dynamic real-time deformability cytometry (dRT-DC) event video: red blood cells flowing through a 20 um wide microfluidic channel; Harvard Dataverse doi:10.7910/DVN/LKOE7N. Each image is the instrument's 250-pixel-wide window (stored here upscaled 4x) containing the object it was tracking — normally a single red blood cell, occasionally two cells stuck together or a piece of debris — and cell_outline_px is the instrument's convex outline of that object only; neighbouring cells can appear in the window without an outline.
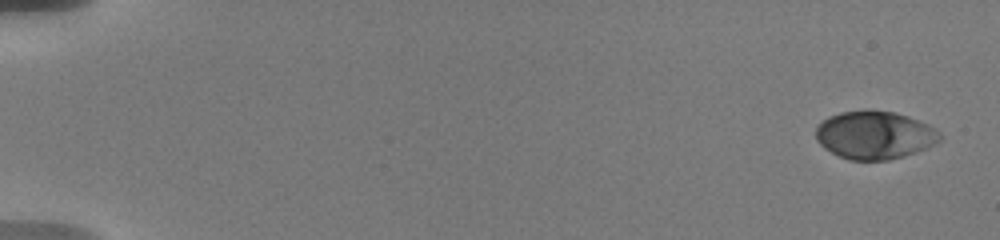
{"species": "human", "species_latin": "Homo sapiens", "temperature_condition": "warm", "stored_images_in_passage": 31, "camera_frame_rate_fps": 3000, "um_per_image_px": 0.085, "donor": {"sex": "male"}, "frame": {"image": 1, "passage_image": 1, "time_ms": 0.0, "image_size_px": [1000, 240], "cell_outline_px": [[940, 140], [924, 148], [904, 156], [888, 160], [848, 160], [824, 148], [816, 140], [816, 128], [828, 116], [840, 112], [896, 112], [908, 116], [940, 132]], "centroid_in_image_um": [74.3, 11.51], "position_along_channel_um": 10.7, "area_um2": 33.81}}
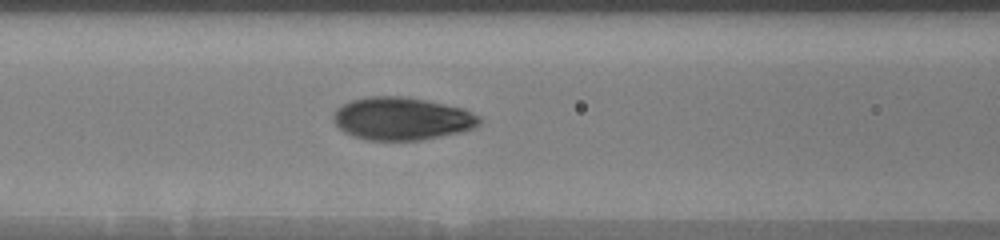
{"frame": {"image": 2, "passage_image": 14, "time_ms": 8.0, "image_size_px": [1000, 240], "cell_outline_px": [[480, 124], [476, 128], [460, 132], [420, 140], [368, 140], [352, 136], [344, 132], [332, 120], [332, 116], [336, 108], [352, 100], [368, 96], [404, 96], [464, 108], [480, 116]], "centroid_in_image_um": [34.16, 10.08], "position_along_channel_um": 132.4, "area_um2": 36.47}}
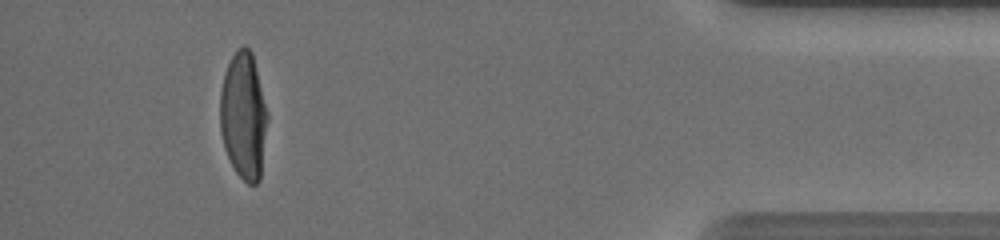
{"frame": {"image": 3, "passage_image": 29, "time_ms": 17.0, "image_size_px": [1000, 240], "cell_outline_px": [[268, 120], [260, 180], [256, 184], [248, 184], [236, 172], [224, 148], [220, 132], [220, 92], [224, 76], [228, 64], [236, 48], [244, 44], [252, 52], [268, 112]], "centroid_in_image_um": [20.71, 9.84], "position_along_channel_um": 414.5, "area_um2": 35.32}, "authors_computed_cell_mechanics": {"area_um2": 35.4892, "velocity_mm_per_s": 3.6568, "shape_relaxation_time_tau1_ms": 4.6683, "shape_relaxation_time_tau2_ms": null, "deformation_change_tau1": 0.2069, "deformation_change_tau2": null}}